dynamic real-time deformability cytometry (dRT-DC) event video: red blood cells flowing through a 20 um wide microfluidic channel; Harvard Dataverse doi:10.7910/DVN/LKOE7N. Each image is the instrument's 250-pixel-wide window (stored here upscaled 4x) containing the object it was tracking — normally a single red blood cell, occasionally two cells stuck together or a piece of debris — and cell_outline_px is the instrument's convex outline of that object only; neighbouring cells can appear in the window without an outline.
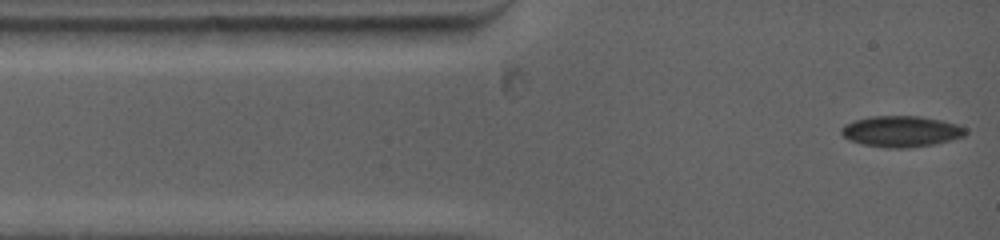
{"species": "common noctule bat (a hibernating species)", "species_latin": "Nyctalus noctula", "temperature_condition": "warm", "stored_images_in_passage": 42, "camera_frame_rate_fps": 5000, "um_per_image_px": 0.085, "animal": {"sex": "female", "body_mass_g": 19.0, "forearm_length_mm": 53.3}, "frame": {"image": 1, "passage_image": 1, "time_ms": 0.0, "image_size_px": [1000, 240], "cell_outline_px": [[968, 132], [964, 136], [952, 140], [936, 144], [908, 148], [888, 148], [864, 144], [848, 140], [840, 132], [840, 128], [844, 124], [868, 116], [920, 116], [940, 120], [956, 124], [968, 128]], "centroid_in_image_um": [76.62, 11.17], "position_along_channel_um": 8.4, "area_um2": 22.66}}
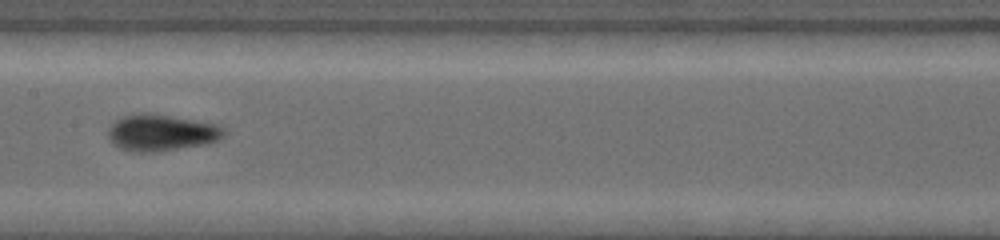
{"frame": {"image": 2, "passage_image": 18, "time_ms": 5.8, "image_size_px": [1000, 240], "cell_outline_px": [[224, 136], [220, 140], [204, 144], [152, 152], [132, 152], [120, 148], [112, 144], [108, 140], [108, 128], [120, 116], [140, 112], [148, 112], [216, 124], [224, 128]], "centroid_in_image_um": [13.65, 11.27], "position_along_channel_um": 193.7, "area_um2": 24.74}}
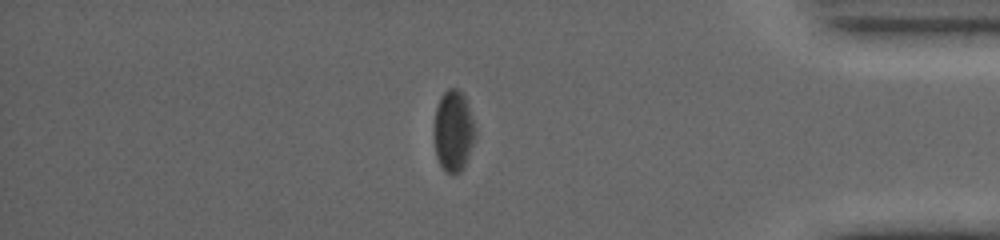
{"frame": {"image": 3, "passage_image": 35, "time_ms": 11.8, "image_size_px": [1000, 240], "cell_outline_px": [[476, 136], [464, 168], [460, 172], [452, 176], [444, 172], [436, 156], [432, 136], [432, 128], [436, 108], [440, 96], [448, 88], [456, 88], [464, 96], [476, 128]], "centroid_in_image_um": [38.5, 11.18], "position_along_channel_um": 396.7, "area_um2": 20.11}, "authors_computed_cell_mechanics": {"area_um2": 22.5998, "velocity_mm_per_s": 3.9118, "shape_relaxation_time_tau1_ms": 5.5915, "shape_relaxation_time_tau2_ms": 2.4865, "deformation_change_tau1": 0.1422, "deformation_change_tau2": 0.0488}}